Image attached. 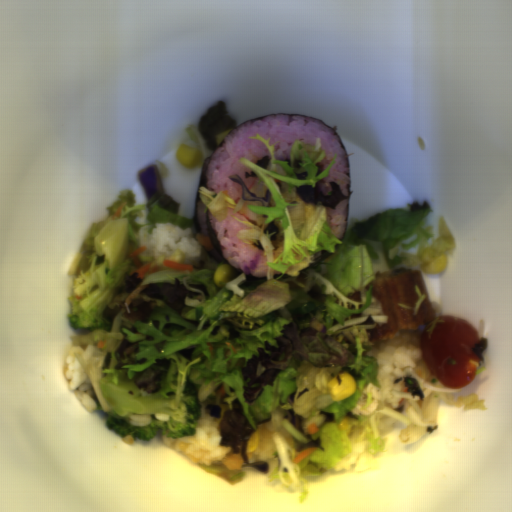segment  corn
Masks as SVG:
<instances>
[{
  "label": "corn",
  "instance_id": "obj_1",
  "mask_svg": "<svg viewBox=\"0 0 512 512\" xmlns=\"http://www.w3.org/2000/svg\"><path fill=\"white\" fill-rule=\"evenodd\" d=\"M341 384H338L337 375L328 383L329 396L332 401L342 400L356 392L357 384L353 375L348 372L339 374Z\"/></svg>",
  "mask_w": 512,
  "mask_h": 512
},
{
  "label": "corn",
  "instance_id": "obj_2",
  "mask_svg": "<svg viewBox=\"0 0 512 512\" xmlns=\"http://www.w3.org/2000/svg\"><path fill=\"white\" fill-rule=\"evenodd\" d=\"M176 156L182 165L193 169L199 162L200 152L198 148L188 147L186 144H181L176 151Z\"/></svg>",
  "mask_w": 512,
  "mask_h": 512
},
{
  "label": "corn",
  "instance_id": "obj_3",
  "mask_svg": "<svg viewBox=\"0 0 512 512\" xmlns=\"http://www.w3.org/2000/svg\"><path fill=\"white\" fill-rule=\"evenodd\" d=\"M448 267L446 254H439L423 265L424 272L434 274L443 272Z\"/></svg>",
  "mask_w": 512,
  "mask_h": 512
},
{
  "label": "corn",
  "instance_id": "obj_4",
  "mask_svg": "<svg viewBox=\"0 0 512 512\" xmlns=\"http://www.w3.org/2000/svg\"><path fill=\"white\" fill-rule=\"evenodd\" d=\"M234 270L232 267L222 264L219 266L213 274V281L216 286L219 288H225V286L229 283Z\"/></svg>",
  "mask_w": 512,
  "mask_h": 512
},
{
  "label": "corn",
  "instance_id": "obj_5",
  "mask_svg": "<svg viewBox=\"0 0 512 512\" xmlns=\"http://www.w3.org/2000/svg\"><path fill=\"white\" fill-rule=\"evenodd\" d=\"M258 444H259V431L258 432H253L249 439H248V442L246 444V451L247 453H250V452H253L255 449L258 448Z\"/></svg>",
  "mask_w": 512,
  "mask_h": 512
}]
</instances>
